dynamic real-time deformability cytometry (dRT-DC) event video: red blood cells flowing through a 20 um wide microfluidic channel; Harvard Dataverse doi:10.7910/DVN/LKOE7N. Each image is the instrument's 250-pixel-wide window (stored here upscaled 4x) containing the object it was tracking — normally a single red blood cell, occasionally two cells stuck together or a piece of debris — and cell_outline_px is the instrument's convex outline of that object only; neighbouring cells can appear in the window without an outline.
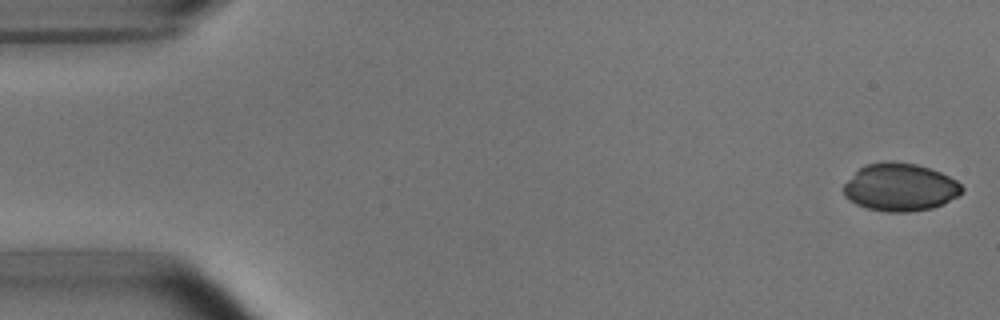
{"species": "common noctule bat (a hibernating species)", "species_latin": "Nyctalus noctula", "temperature_condition": "room temperature", "stored_images_in_passage": 52, "camera_frame_rate_fps": 3000, "um_per_image_px": 0.085, "animal": {"sex": "male", "body_mass_g": 15.6}, "frame": {"image": 1, "passage_image": 1, "time_ms": 0.0, "image_size_px": [1000, 320], "cell_outline_px": [[964, 188], [960, 196], [944, 204], [932, 208], [908, 212], [888, 212], [868, 208], [856, 204], [848, 200], [844, 196], [844, 184], [864, 164], [916, 164], [940, 172], [956, 180]], "centroid_in_image_um": [76.55, 15.96], "position_along_channel_um": 8.5, "area_um2": 32.31}}
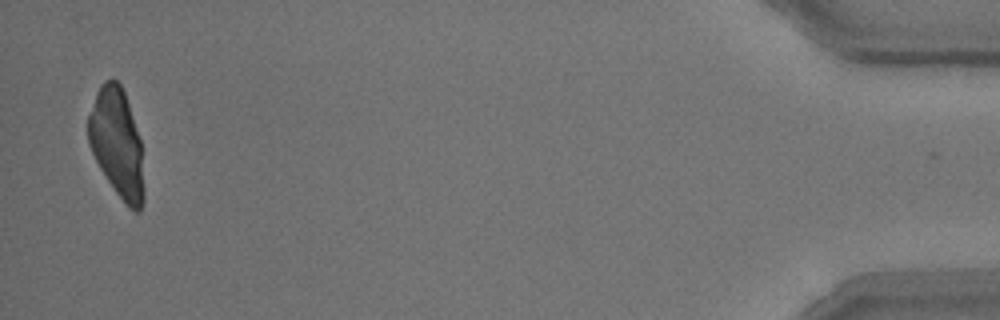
{"frame": {"image": 2, "passage_image": 51, "time_ms": 16.667, "image_size_px": [1000, 320], "cell_outline_px": [[144, 200], [140, 212], [136, 212], [128, 208], [116, 192], [100, 168], [88, 144], [88, 116], [96, 92], [100, 84], [104, 80], [112, 76], [120, 84], [124, 92], [140, 140], [144, 188]], "centroid_in_image_um": [9.93, 12.16], "position_along_channel_um": 425.3, "area_um2": 35.14}}